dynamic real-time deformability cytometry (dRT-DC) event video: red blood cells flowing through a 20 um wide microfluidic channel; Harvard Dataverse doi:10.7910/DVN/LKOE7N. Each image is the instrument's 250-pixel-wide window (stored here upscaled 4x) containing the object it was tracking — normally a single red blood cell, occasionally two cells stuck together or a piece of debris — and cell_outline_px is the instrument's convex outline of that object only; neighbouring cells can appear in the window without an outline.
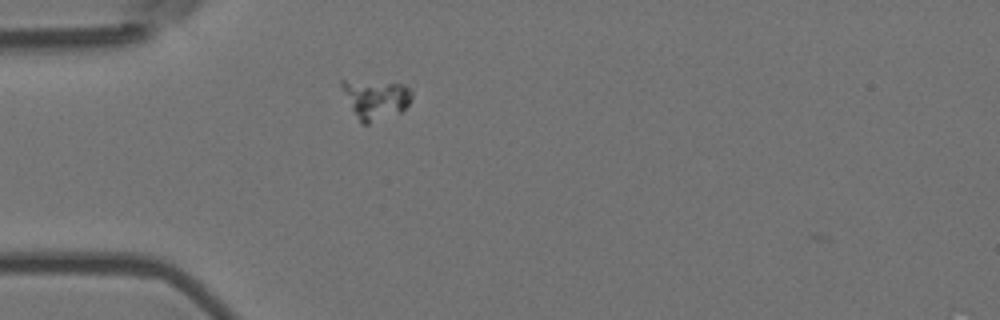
{"species": "Egyptian fruit bat (a non-hibernating species)", "species_latin": "Rousettus aegyptiacus", "temperature_condition": "room temperature", "stored_images_in_passage": 3, "camera_frame_rate_fps": 3000, "um_per_image_px": 0.085, "animal": {"sex": "female"}, "frame": {"image": 1, "passage_image": 1, "time_ms": 0.0, "image_size_px": [1000, 320], "cell_outline_px": [[412, 96], [408, 104], [400, 112], [368, 124], [364, 124], [360, 120], [352, 108], [340, 84], [340, 80], [344, 80], [400, 84], [408, 88], [412, 92]], "centroid_in_image_um": [31.93, 8.42], "position_along_channel_um": 53.1, "area_um2": 15.37}}
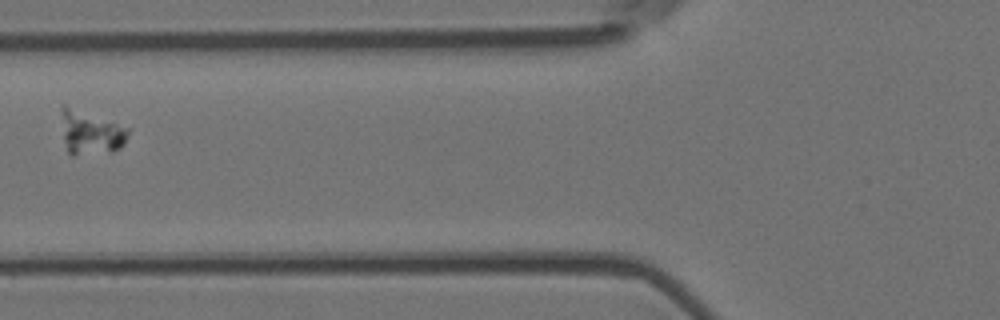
{"frame": {"image": 2, "passage_image": 3, "time_ms": 0.667, "image_size_px": [1000, 320], "cell_outline_px": [[132, 128], [124, 144], [120, 148], [112, 152], [72, 156], [68, 152], [64, 140], [60, 108], [64, 104]], "centroid_in_image_um": [7.73, 11.27], "position_along_channel_um": 118.1, "area_um2": 17.46}}